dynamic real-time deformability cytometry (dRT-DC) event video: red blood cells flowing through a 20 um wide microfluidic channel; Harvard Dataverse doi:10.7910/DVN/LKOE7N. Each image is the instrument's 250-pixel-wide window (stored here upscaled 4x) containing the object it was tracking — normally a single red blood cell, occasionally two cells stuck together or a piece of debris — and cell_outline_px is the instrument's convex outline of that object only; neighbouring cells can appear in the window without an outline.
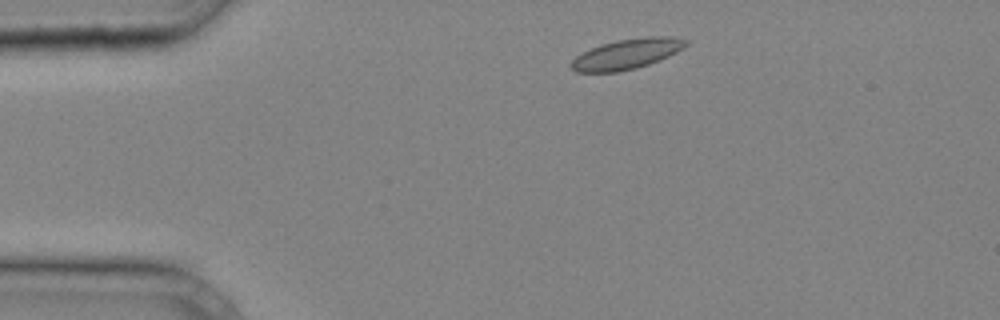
{"species": "common noctule bat (a hibernating species)", "species_latin": "Nyctalus noctula", "temperature_condition": "cold", "stored_images_in_passage": 9, "camera_frame_rate_fps": 3000, "um_per_image_px": 0.085, "animal": {"sex": "male", "body_mass_g": 20.4}, "frame": {"image": 1, "passage_image": 1, "time_ms": 0.0, "image_size_px": [1000, 320], "cell_outline_px": [[688, 44], [684, 48], [660, 60], [636, 68], [616, 72], [576, 72], [568, 64], [576, 56], [600, 44], [616, 40], [648, 36], [668, 36], [688, 40]], "centroid_in_image_um": [53.28, 4.58], "position_along_channel_um": 31.7, "area_um2": 20.17}}
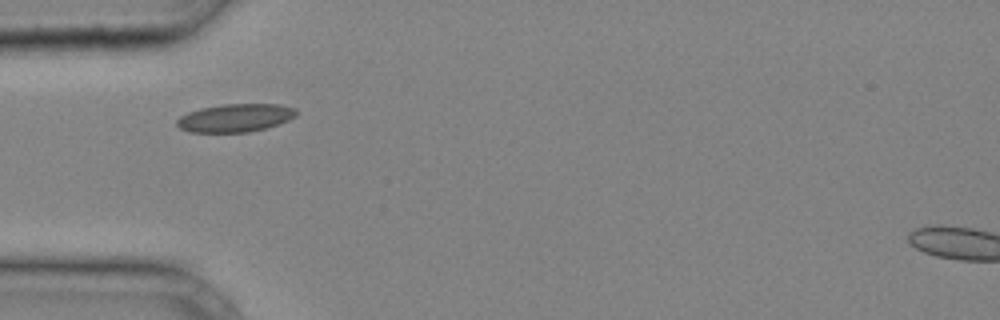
{"frame": {"image": 2, "passage_image": 6, "time_ms": 1.667, "image_size_px": [1000, 320], "cell_outline_px": [[300, 112], [296, 116], [288, 120], [264, 128], [248, 132], [192, 132], [180, 128], [176, 124], [176, 120], [180, 116], [188, 112], [200, 108], [224, 104], [280, 104], [296, 108]], "centroid_in_image_um": [20.02, 10.0], "position_along_channel_um": 65.0, "area_um2": 19.54}}
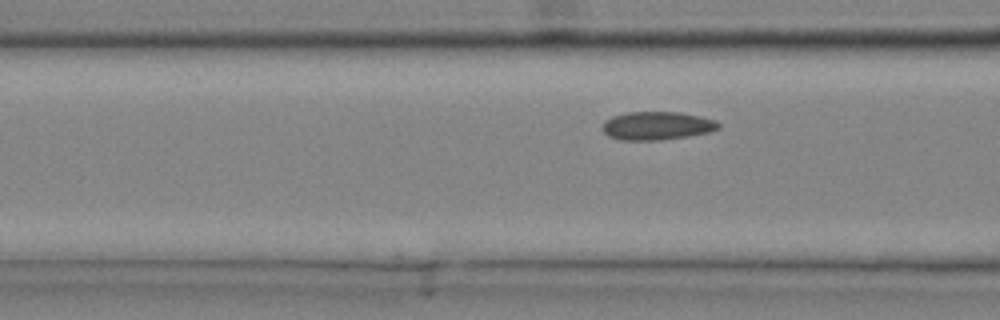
{"frame": {"image": 3, "passage_image": 9, "time_ms": 2.667, "image_size_px": [1000, 320], "cell_outline_px": [[720, 128], [708, 132], [688, 136], [660, 140], [620, 140], [608, 136], [604, 132], [604, 120], [612, 116], [628, 112], [680, 112], [700, 116], [716, 120], [720, 124]], "centroid_in_image_um": [55.85, 10.68], "position_along_channel_um": 110.7, "area_um2": 19.13}}